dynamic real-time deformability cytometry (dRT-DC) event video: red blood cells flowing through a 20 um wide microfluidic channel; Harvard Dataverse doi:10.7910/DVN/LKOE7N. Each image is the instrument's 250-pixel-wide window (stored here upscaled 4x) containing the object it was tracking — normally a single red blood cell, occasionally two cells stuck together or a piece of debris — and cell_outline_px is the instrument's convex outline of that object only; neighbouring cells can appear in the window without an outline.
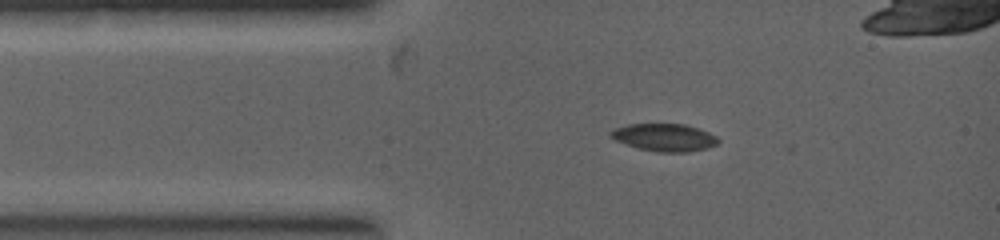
{"species": "common noctule bat (a hibernating species)", "species_latin": "Nyctalus noctula", "temperature_condition": "warm", "stored_images_in_passage": 47, "camera_frame_rate_fps": 5000, "um_per_image_px": 0.085, "animal": {"sex": "female", "body_mass_g": 19.0, "forearm_length_mm": 53.3}, "frame": {"image": 1, "passage_image": 8, "time_ms": 1.2, "image_size_px": [1000, 240], "cell_outline_px": [[720, 140], [716, 144], [708, 148], [688, 152], [656, 152], [640, 148], [616, 140], [608, 136], [608, 132], [612, 128], [628, 124], [684, 124], [708, 132], [716, 136]], "centroid_in_image_um": [56.45, 11.67], "position_along_channel_um": 28.6, "area_um2": 17.22}}
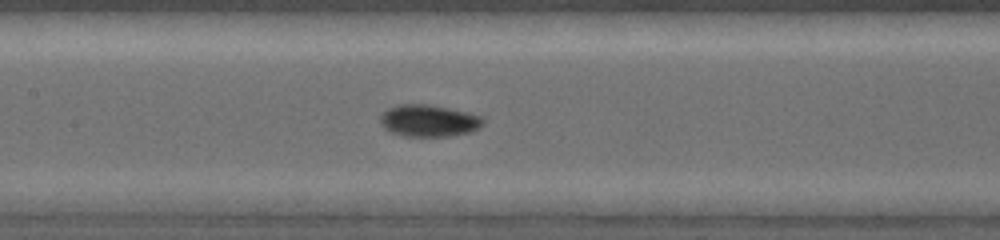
{"frame": {"image": 2, "passage_image": 23, "time_ms": 3.6, "image_size_px": [1000, 240], "cell_outline_px": [[484, 124], [480, 128], [472, 132], [452, 136], [404, 136], [388, 132], [380, 124], [380, 116], [388, 108], [400, 104], [420, 104], [468, 112], [484, 116]], "centroid_in_image_um": [36.46, 10.28], "position_along_channel_um": 170.9, "area_um2": 19.25}}
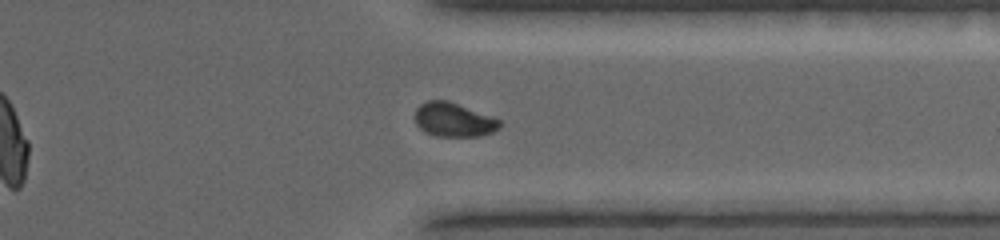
{"frame": {"image": 3, "passage_image": 43, "time_ms": 6.6, "image_size_px": [1000, 240], "cell_outline_px": [[500, 128], [492, 132], [480, 136], [436, 136], [424, 132], [416, 124], [416, 108], [420, 104], [428, 100], [448, 100], [496, 116], [500, 120]], "centroid_in_image_um": [38.6, 10.16], "position_along_channel_um": 372.8, "area_um2": 17.11}}